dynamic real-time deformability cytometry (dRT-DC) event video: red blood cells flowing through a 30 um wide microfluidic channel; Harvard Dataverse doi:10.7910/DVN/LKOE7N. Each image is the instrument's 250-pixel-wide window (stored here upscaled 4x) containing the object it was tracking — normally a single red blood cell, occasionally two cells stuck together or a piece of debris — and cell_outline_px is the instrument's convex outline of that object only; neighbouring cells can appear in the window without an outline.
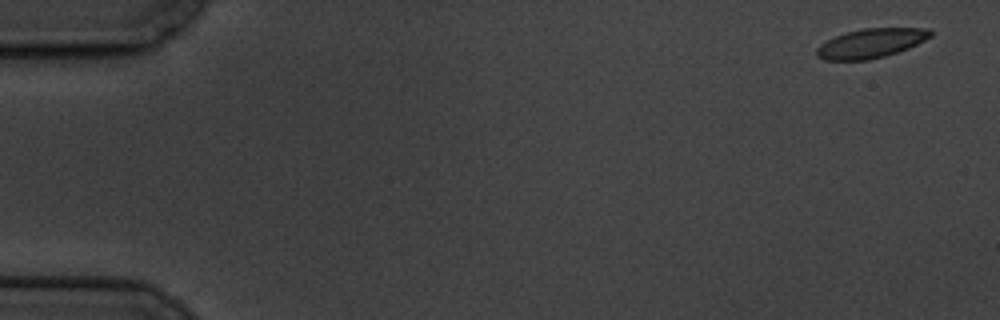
{"species": "common noctule bat (a hibernating species)", "species_latin": "Nyctalus noctula", "temperature_condition": "cold", "stored_images_in_passage": 6, "camera_frame_rate_fps": 3000, "um_per_image_px": 0.085, "animal": {"sex": "male", "body_mass_g": 19.5, "forearm_length_mm": 54.6}, "frame": {"image": 1, "passage_image": 1, "time_ms": 0.0, "image_size_px": [1000, 320], "cell_outline_px": [[932, 36], [908, 48], [884, 56], [868, 60], [824, 60], [816, 56], [816, 48], [820, 44], [836, 36], [848, 32], [864, 28], [932, 28]], "centroid_in_image_um": [74.03, 3.67], "position_along_channel_um": 11.0, "area_um2": 19.31}}
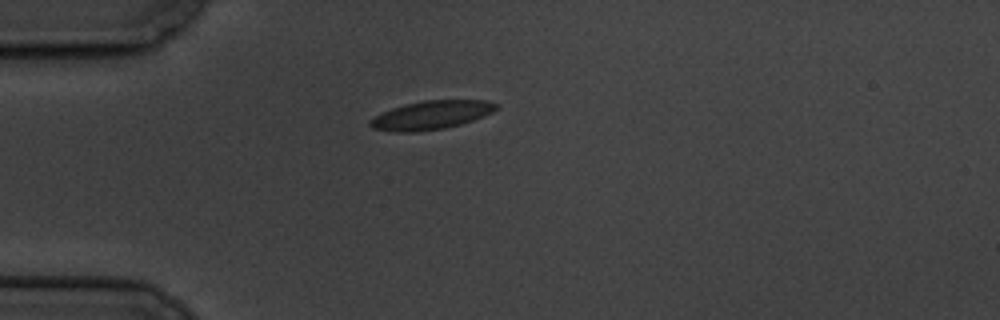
{"frame": {"image": 2, "passage_image": 5, "time_ms": 4.667, "image_size_px": [1000, 320], "cell_outline_px": [[500, 108], [484, 116], [460, 124], [444, 128], [416, 132], [392, 132], [372, 128], [368, 124], [368, 120], [392, 108], [404, 104], [424, 100], [488, 100], [496, 104]], "centroid_in_image_um": [36.65, 9.78], "position_along_channel_um": 48.4, "area_um2": 21.04}}